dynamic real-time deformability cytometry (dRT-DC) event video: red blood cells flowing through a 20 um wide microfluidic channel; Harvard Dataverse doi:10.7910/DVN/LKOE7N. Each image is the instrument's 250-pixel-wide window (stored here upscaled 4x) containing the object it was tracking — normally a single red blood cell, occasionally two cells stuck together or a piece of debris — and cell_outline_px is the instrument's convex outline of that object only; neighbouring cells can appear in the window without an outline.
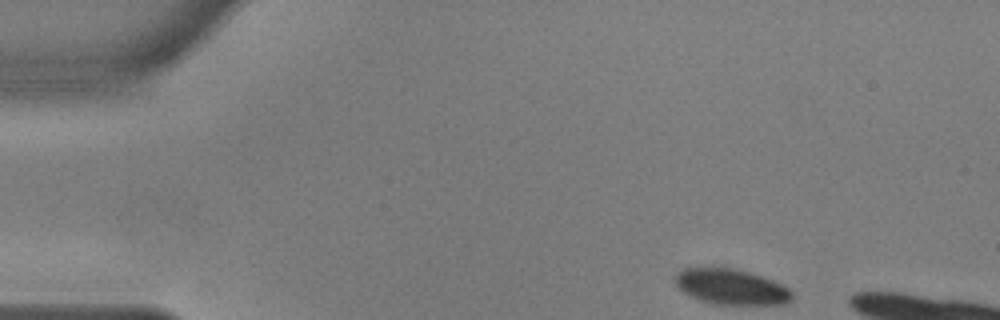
{"species": "common noctule bat (a hibernating species)", "species_latin": "Nyctalus noctula", "temperature_condition": "warm", "stored_images_in_passage": 10, "camera_frame_rate_fps": 3000, "um_per_image_px": 0.085, "animal": {"sex": "male", "body_mass_g": 17.9, "forearm_length_mm": 54.2}, "frame": {"image": 1, "passage_image": 1, "time_ms": 0.0, "image_size_px": [1000, 320], "cell_outline_px": [[792, 300], [784, 304], [712, 304], [700, 300], [684, 292], [676, 284], [676, 276], [684, 268], [732, 268], [748, 272], [772, 280], [788, 288], [792, 292]], "centroid_in_image_um": [62.17, 24.39], "position_along_channel_um": 22.8, "area_um2": 23.7}}